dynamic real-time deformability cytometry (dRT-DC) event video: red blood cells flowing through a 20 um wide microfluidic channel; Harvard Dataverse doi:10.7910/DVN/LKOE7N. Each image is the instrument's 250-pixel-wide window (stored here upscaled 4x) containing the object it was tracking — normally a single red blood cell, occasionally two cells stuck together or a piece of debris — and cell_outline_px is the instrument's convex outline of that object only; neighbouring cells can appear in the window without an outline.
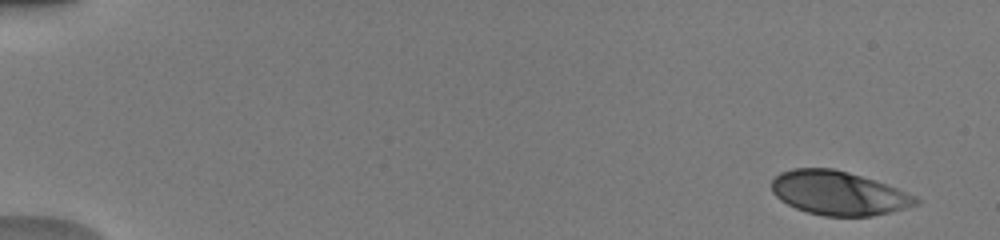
{"species": "human", "species_latin": "Homo sapiens", "temperature_condition": "warm", "stored_images_in_passage": 18, "camera_frame_rate_fps": 3000, "um_per_image_px": 0.085, "donor": {"sex": "male"}, "frame": {"image": 1, "passage_image": 1, "time_ms": 0.0, "image_size_px": [1000, 240], "cell_outline_px": [[920, 204], [872, 216], [824, 216], [808, 212], [796, 208], [780, 200], [772, 192], [772, 180], [780, 172], [792, 168], [832, 168], [848, 172], [896, 188], [916, 196], [920, 200]], "centroid_in_image_um": [71.25, 16.41], "position_along_channel_um": 13.8, "area_um2": 36.59}}
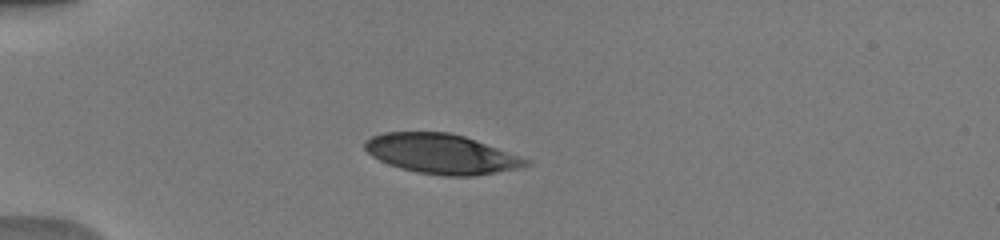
{"frame": {"image": 2, "passage_image": 12, "time_ms": 4.0, "image_size_px": [1000, 240], "cell_outline_px": [[532, 164], [516, 168], [496, 172], [472, 176], [444, 176], [416, 172], [400, 168], [388, 164], [372, 156], [364, 148], [364, 140], [372, 136], [384, 132], [448, 132], [464, 136], [532, 160]], "centroid_in_image_um": [37.5, 13.08], "position_along_channel_um": 47.5, "area_um2": 37.22}}
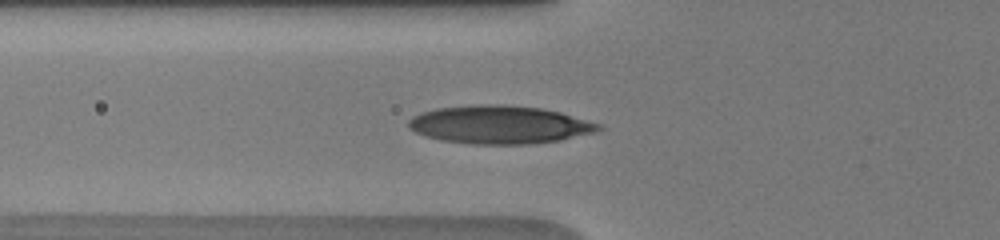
{"frame": {"image": 3, "passage_image": 17, "time_ms": 5.667, "image_size_px": [1000, 240], "cell_outline_px": [[604, 128], [592, 132], [560, 140], [528, 144], [476, 144], [440, 140], [416, 132], [408, 124], [408, 120], [412, 116], [420, 112], [436, 108], [480, 104], [500, 104], [540, 108], [560, 112], [604, 124]], "centroid_in_image_um": [42.48, 10.59], "position_along_channel_um": 83.3, "area_um2": 42.08}}